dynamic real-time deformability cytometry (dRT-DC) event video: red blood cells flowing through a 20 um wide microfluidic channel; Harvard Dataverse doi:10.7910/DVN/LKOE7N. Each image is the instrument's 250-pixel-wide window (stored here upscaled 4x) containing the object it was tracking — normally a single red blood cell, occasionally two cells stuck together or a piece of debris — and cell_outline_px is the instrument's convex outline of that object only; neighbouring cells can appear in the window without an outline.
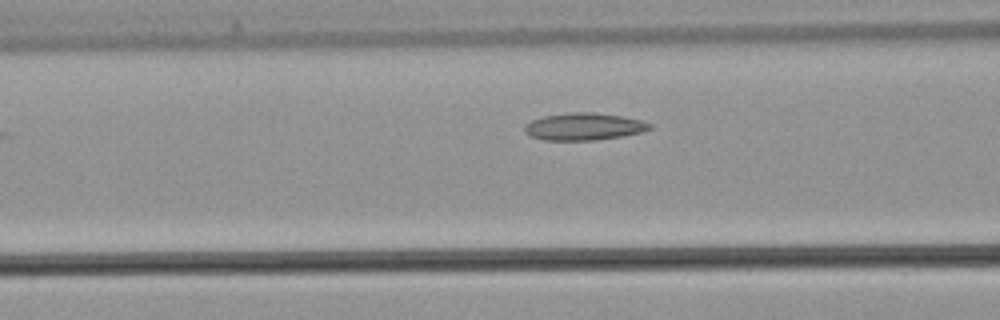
{"species": "common noctule bat (a hibernating species)", "species_latin": "Nyctalus noctula", "temperature_condition": "warm", "stored_images_in_passage": 26, "camera_frame_rate_fps": 3000, "um_per_image_px": 0.085, "animal": {"sex": "male", "body_mass_g": 21.5, "forearm_length_mm": 52.0}, "frame": {"image": 1, "passage_image": 8, "time_ms": 2.333, "image_size_px": [1000, 320], "cell_outline_px": [[652, 128], [640, 132], [624, 136], [596, 140], [544, 140], [532, 136], [524, 132], [524, 124], [532, 120], [544, 116], [572, 112], [592, 112], [624, 116], [640, 120], [652, 124]], "centroid_in_image_um": [49.63, 10.76], "position_along_channel_um": 117.0, "area_um2": 19.88}}
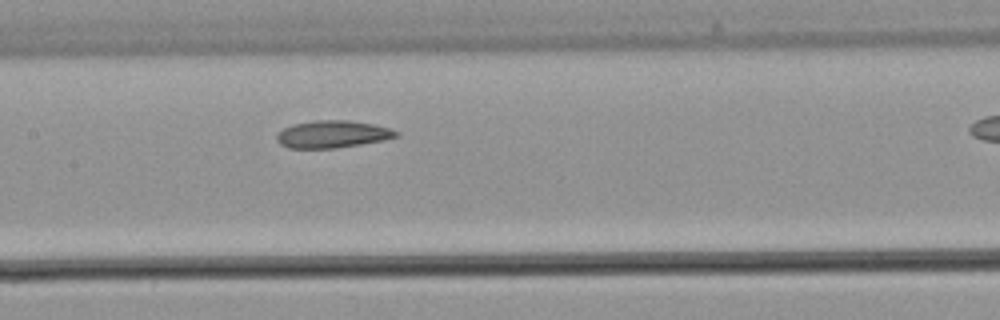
{"frame": {"image": 2, "passage_image": 12, "time_ms": 3.667, "image_size_px": [1000, 320], "cell_outline_px": [[400, 136], [384, 140], [336, 148], [288, 148], [280, 144], [276, 140], [276, 132], [292, 124], [316, 120], [348, 120], [372, 124], [388, 128], [400, 132]], "centroid_in_image_um": [28.23, 11.41], "position_along_channel_um": 179.2, "area_um2": 19.07}}
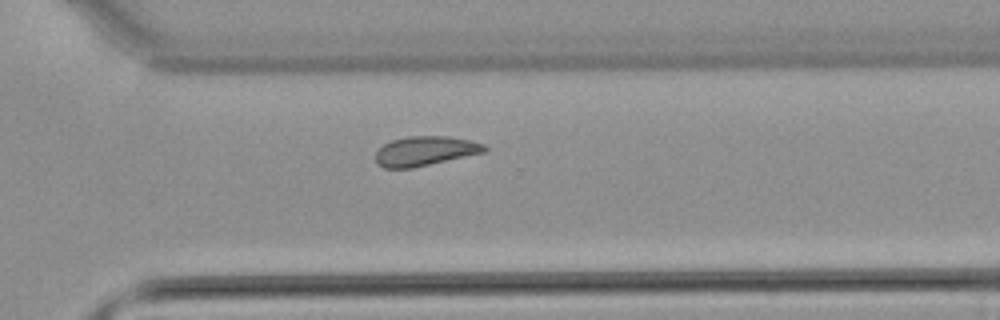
{"frame": {"image": 3, "passage_image": 22, "time_ms": 7.0, "image_size_px": [1000, 320], "cell_outline_px": [[488, 148], [484, 152], [412, 168], [384, 168], [376, 164], [376, 152], [384, 144], [392, 140], [408, 136], [448, 136], [472, 140], [484, 144]], "centroid_in_image_um": [36.13, 12.83], "position_along_channel_um": 334.5, "area_um2": 18.67}}